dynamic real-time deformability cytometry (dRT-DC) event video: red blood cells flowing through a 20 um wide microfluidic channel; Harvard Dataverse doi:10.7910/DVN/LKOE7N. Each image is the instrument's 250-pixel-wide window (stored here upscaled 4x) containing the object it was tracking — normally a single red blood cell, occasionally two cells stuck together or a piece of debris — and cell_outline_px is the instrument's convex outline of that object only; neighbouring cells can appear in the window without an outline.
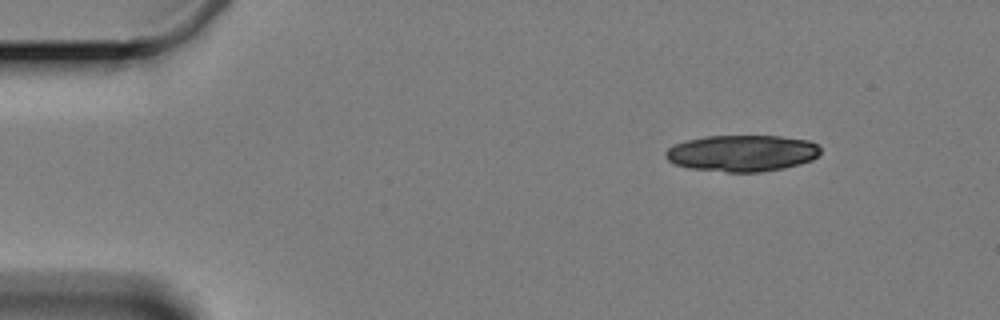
{"species": "Egyptian fruit bat (a non-hibernating species)", "species_latin": "Rousettus aegyptiacus", "temperature_condition": "cold", "stored_images_in_passage": 6, "camera_frame_rate_fps": 3000, "um_per_image_px": 0.085, "animal": {"sex": "female"}, "frame": {"image": 1, "passage_image": 1, "time_ms": 0.0, "image_size_px": [1000, 320], "cell_outline_px": [[820, 152], [812, 160], [800, 164], [784, 168], [760, 172], [728, 172], [688, 168], [676, 164], [668, 160], [664, 156], [664, 152], [672, 144], [704, 136], [780, 136], [808, 140], [816, 144], [820, 148]], "centroid_in_image_um": [63.05, 13.02], "position_along_channel_um": 22.0, "area_um2": 33.0}}
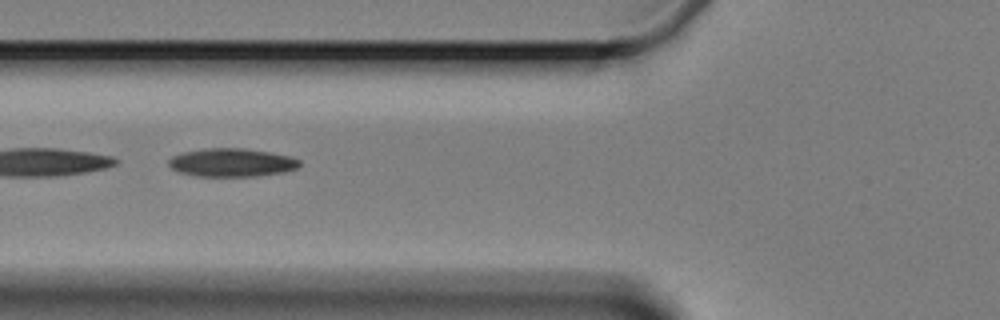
{"frame": {"image": 2, "passage_image": 5, "time_ms": 5.0, "image_size_px": [1000, 320], "cell_outline_px": [[300, 164], [296, 168], [284, 172], [256, 176], [200, 176], [180, 172], [172, 168], [168, 164], [168, 160], [172, 156], [184, 152], [204, 148], [244, 148], [268, 152], [288, 156], [300, 160]], "centroid_in_image_um": [19.68, 13.81], "position_along_channel_um": 106.1, "area_um2": 21.39}}